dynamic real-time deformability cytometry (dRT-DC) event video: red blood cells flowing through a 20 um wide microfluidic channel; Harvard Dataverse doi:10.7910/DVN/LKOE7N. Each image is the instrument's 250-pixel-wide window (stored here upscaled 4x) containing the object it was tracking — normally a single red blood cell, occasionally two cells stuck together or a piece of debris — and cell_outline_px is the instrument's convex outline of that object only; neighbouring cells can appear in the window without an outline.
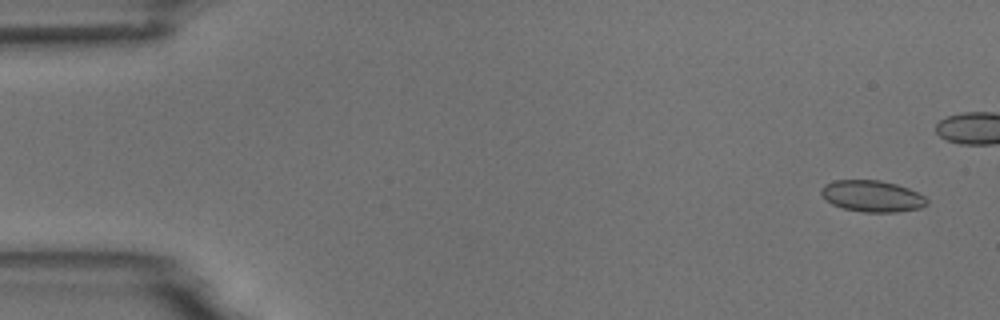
{"species": "common noctule bat (a hibernating species)", "species_latin": "Nyctalus noctula", "temperature_condition": "room temperature", "stored_images_in_passage": 7, "camera_frame_rate_fps": 3000, "um_per_image_px": 0.085, "animal": {"sex": "male", "body_mass_g": 18.8}, "frame": {"image": 1, "passage_image": 1, "time_ms": 0.0, "image_size_px": [1000, 320], "cell_outline_px": [[928, 204], [920, 208], [896, 212], [864, 212], [844, 208], [832, 204], [820, 192], [824, 184], [832, 180], [880, 180], [896, 184], [908, 188], [924, 196], [928, 200]], "centroid_in_image_um": [74.14, 16.66], "position_along_channel_um": 10.9, "area_um2": 19.25}}